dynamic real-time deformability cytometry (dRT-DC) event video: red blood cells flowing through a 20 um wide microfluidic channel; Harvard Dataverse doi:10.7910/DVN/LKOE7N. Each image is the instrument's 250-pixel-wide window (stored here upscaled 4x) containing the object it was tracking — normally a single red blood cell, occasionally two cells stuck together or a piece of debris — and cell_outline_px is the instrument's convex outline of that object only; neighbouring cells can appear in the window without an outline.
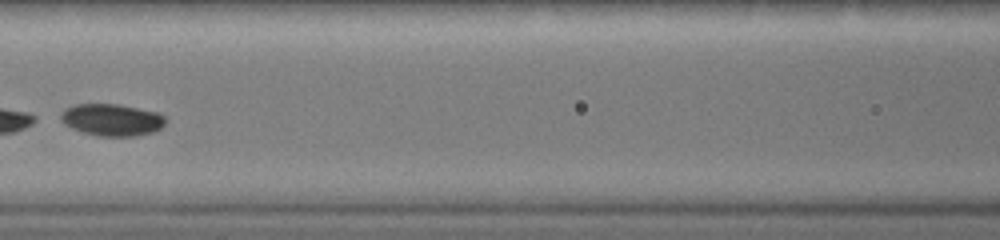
{"species": "common noctule bat (a hibernating species)", "species_latin": "Nyctalus noctula", "temperature_condition": "warm", "stored_images_in_passage": 22, "camera_frame_rate_fps": 3000, "um_per_image_px": 0.085, "animal": {"sex": "female", "body_mass_g": 19.0, "forearm_length_mm": 51.5}, "frame": {"image": 1, "passage_image": 15, "time_ms": 4.667, "image_size_px": [1000, 240], "cell_outline_px": [[164, 124], [160, 128], [152, 132], [136, 136], [100, 136], [84, 132], [72, 128], [64, 124], [60, 120], [60, 116], [64, 108], [76, 104], [116, 104], [156, 112], [164, 116]], "centroid_in_image_um": [9.46, 10.18], "position_along_channel_um": 157.1, "area_um2": 19.31}}
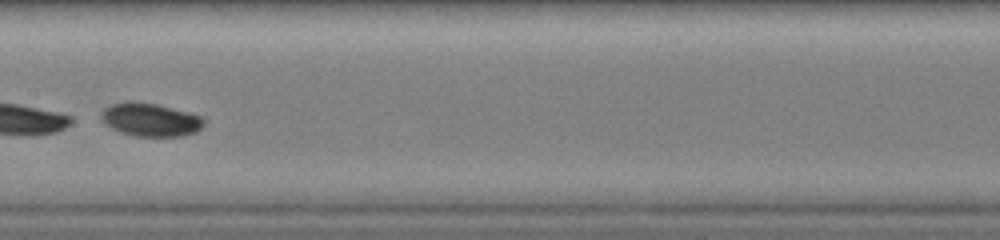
{"frame": {"image": 2, "passage_image": 17, "time_ms": 5.333, "image_size_px": [1000, 240], "cell_outline_px": [[204, 124], [196, 132], [184, 136], [136, 136], [120, 132], [112, 128], [100, 116], [100, 112], [104, 108], [112, 104], [156, 104], [188, 112], [200, 116], [204, 120]], "centroid_in_image_um": [12.83, 10.21], "position_along_channel_um": 194.6, "area_um2": 19.13}}